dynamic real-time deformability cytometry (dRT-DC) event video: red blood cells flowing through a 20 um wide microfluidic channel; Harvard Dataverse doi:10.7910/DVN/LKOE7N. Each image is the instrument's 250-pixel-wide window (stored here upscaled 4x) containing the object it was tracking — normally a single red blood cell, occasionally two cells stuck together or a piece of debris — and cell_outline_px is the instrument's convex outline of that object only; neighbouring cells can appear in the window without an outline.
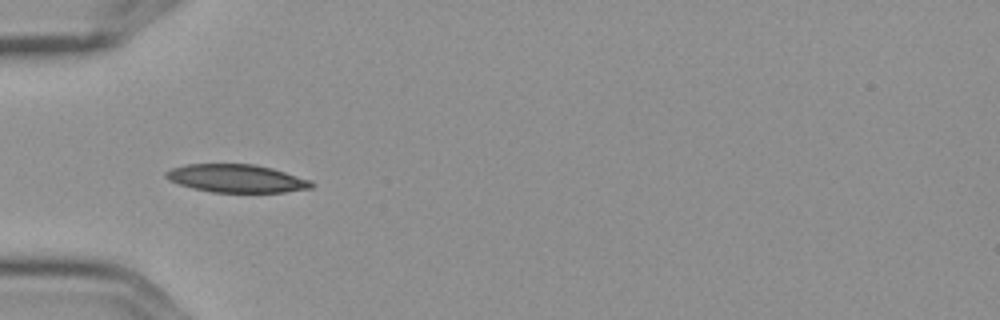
{"species": "Egyptian fruit bat (a non-hibernating species)", "species_latin": "Rousettus aegyptiacus", "temperature_condition": "cold", "stored_images_in_passage": 10, "camera_frame_rate_fps": 3000, "um_per_image_px": 0.085, "frame": {"image": 1, "passage_image": 6, "time_ms": 1.667, "image_size_px": [1000, 320], "cell_outline_px": [[316, 184], [312, 188], [284, 192], [212, 192], [192, 188], [168, 180], [164, 176], [164, 172], [172, 168], [184, 164], [256, 164], [272, 168], [312, 180]], "centroid_in_image_um": [20.11, 15.16], "position_along_channel_um": 64.9, "area_um2": 23.93}}
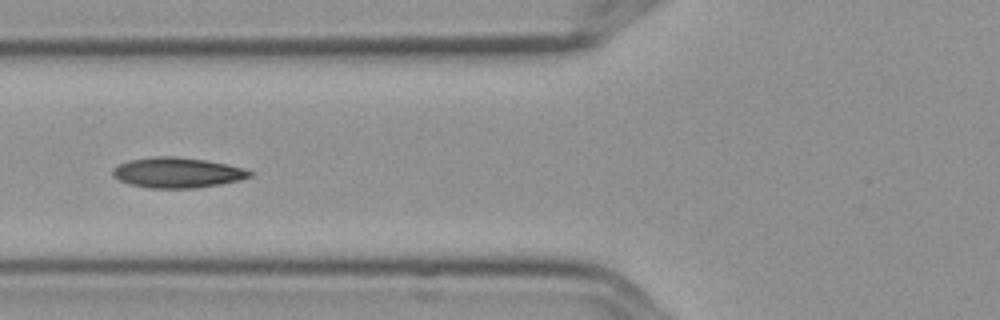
{"frame": {"image": 2, "passage_image": 7, "time_ms": 2.0, "image_size_px": [1000, 320], "cell_outline_px": [[252, 176], [240, 180], [220, 184], [196, 188], [148, 188], [128, 184], [112, 176], [112, 168], [128, 160], [156, 156], [176, 156], [208, 160], [228, 164], [252, 172]], "centroid_in_image_um": [15.04, 14.67], "position_along_channel_um": 110.8, "area_um2": 24.33}}
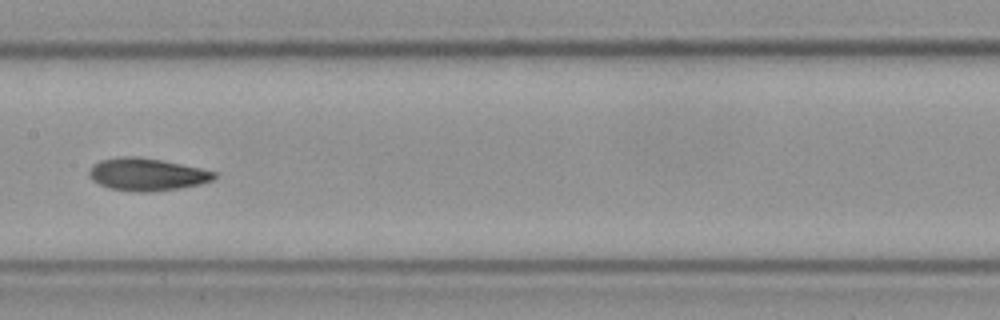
{"frame": {"image": 3, "passage_image": 9, "time_ms": 2.667, "image_size_px": [1000, 320], "cell_outline_px": [[216, 176], [212, 180], [200, 184], [180, 188], [148, 192], [140, 192], [108, 188], [92, 180], [88, 176], [88, 172], [92, 164], [100, 160], [120, 156], [140, 156], [200, 168], [216, 172]], "centroid_in_image_um": [12.44, 14.82], "position_along_channel_um": 195.0, "area_um2": 23.7}}